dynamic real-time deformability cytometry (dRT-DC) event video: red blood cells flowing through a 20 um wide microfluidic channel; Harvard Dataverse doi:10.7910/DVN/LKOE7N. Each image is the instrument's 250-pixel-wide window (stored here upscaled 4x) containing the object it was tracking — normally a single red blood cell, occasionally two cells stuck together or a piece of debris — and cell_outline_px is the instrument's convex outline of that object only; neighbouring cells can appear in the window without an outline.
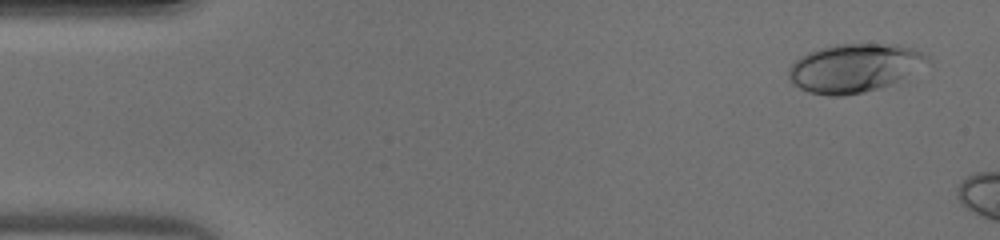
{"species": "human", "species_latin": "Homo sapiens", "temperature_condition": "warm", "stored_images_in_passage": 41, "camera_frame_rate_fps": 3000, "um_per_image_px": 0.085, "donor": {"sex": "male"}, "frame": {"image": 1, "passage_image": 1, "time_ms": 0.0, "image_size_px": [1000, 240], "cell_outline_px": [[932, 64], [892, 84], [880, 88], [864, 92], [844, 96], [832, 96], [808, 92], [792, 84], [788, 80], [788, 68], [800, 56], [808, 52], [820, 48], [836, 44], [900, 44], [924, 52], [928, 56]], "centroid_in_image_um": [72.67, 5.78], "position_along_channel_um": 12.3, "area_um2": 39.88}}
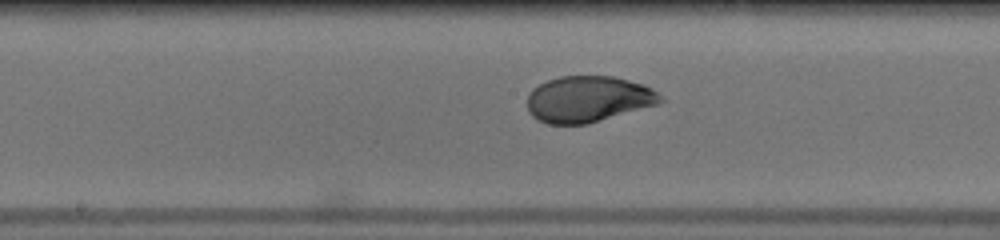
{"frame": {"image": 2, "passage_image": 22, "time_ms": 7.0, "image_size_px": [1000, 240], "cell_outline_px": [[668, 100], [656, 104], [588, 124], [548, 124], [532, 116], [528, 112], [528, 96], [532, 88], [548, 80], [560, 76], [612, 76], [644, 84], [660, 92]], "centroid_in_image_um": [50.03, 8.42], "position_along_channel_um": 198.2, "area_um2": 35.95}}
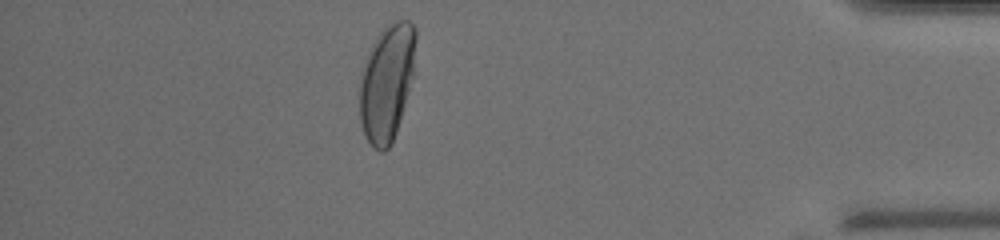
{"frame": {"image": 3, "passage_image": 39, "time_ms": 12.667, "image_size_px": [1000, 240], "cell_outline_px": [[416, 36], [412, 76], [408, 92], [396, 132], [392, 144], [384, 152], [380, 152], [364, 136], [360, 120], [360, 72], [364, 60], [376, 36], [388, 24], [396, 20], [408, 20], [416, 28]], "centroid_in_image_um": [32.86, 7.0], "position_along_channel_um": 402.3, "area_um2": 37.97}}